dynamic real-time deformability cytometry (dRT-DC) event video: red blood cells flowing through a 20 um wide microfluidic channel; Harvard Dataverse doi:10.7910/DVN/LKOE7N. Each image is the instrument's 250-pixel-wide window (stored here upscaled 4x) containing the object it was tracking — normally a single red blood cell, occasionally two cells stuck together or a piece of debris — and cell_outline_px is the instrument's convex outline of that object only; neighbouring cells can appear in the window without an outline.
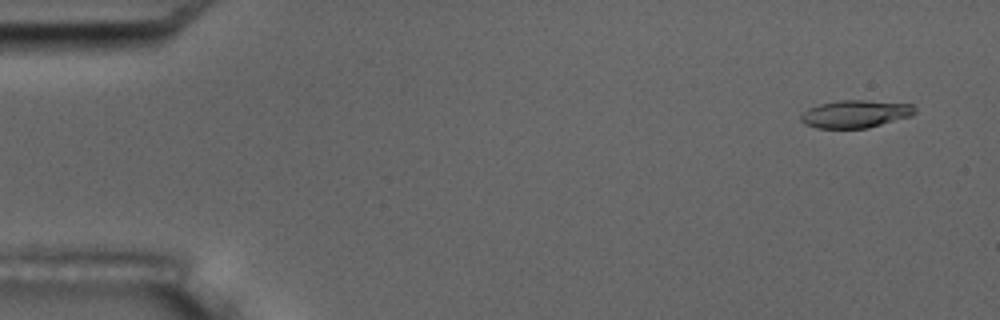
{"species": "common noctule bat (a hibernating species)", "species_latin": "Nyctalus noctula", "temperature_condition": "room temperature", "stored_images_in_passage": 4, "camera_frame_rate_fps": 3000, "um_per_image_px": 0.085, "animal": {"sex": "male", "body_mass_g": 17.5, "forearm_length_mm": 52.3}, "frame": {"image": 1, "passage_image": 1, "time_ms": 0.0, "image_size_px": [1000, 320], "cell_outline_px": [[916, 112], [912, 116], [868, 128], [816, 128], [804, 124], [800, 120], [800, 116], [808, 108], [820, 104], [840, 100], [864, 100], [912, 104], [916, 108]], "centroid_in_image_um": [72.72, 9.69], "position_along_channel_um": 12.3, "area_um2": 18.44}}
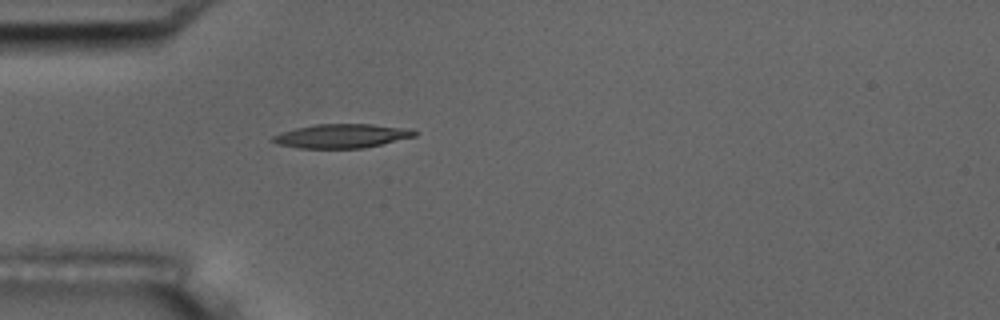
{"frame": {"image": 2, "passage_image": 4, "time_ms": 4.333, "image_size_px": [1000, 320], "cell_outline_px": [[420, 132], [416, 136], [364, 148], [300, 148], [276, 144], [272, 140], [272, 136], [296, 128], [316, 124], [372, 124], [412, 128]], "centroid_in_image_um": [29.12, 11.55], "position_along_channel_um": 55.9, "area_um2": 19.88}}